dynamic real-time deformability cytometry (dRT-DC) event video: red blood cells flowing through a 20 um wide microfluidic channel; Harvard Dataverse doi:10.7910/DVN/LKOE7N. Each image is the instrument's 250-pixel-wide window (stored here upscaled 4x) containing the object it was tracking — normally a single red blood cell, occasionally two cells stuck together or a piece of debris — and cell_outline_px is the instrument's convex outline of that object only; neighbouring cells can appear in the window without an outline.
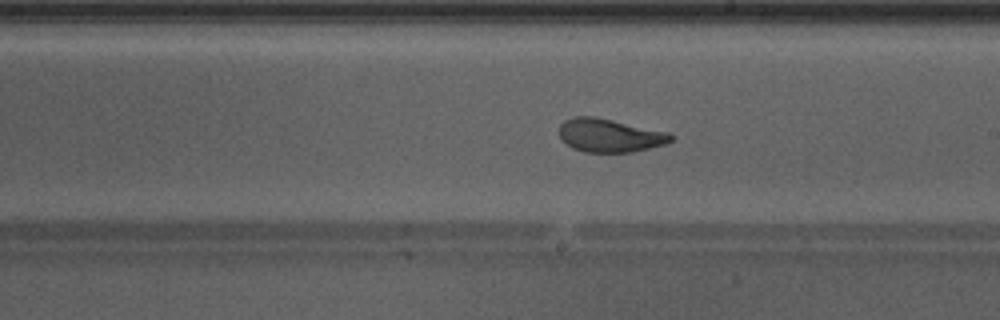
{"species": "Egyptian fruit bat (a non-hibernating species)", "species_latin": "Rousettus aegyptiacus", "temperature_condition": "warm", "stored_images_in_passage": 48, "camera_frame_rate_fps": 3000, "um_per_image_px": 0.085, "animal": {"sex": "male"}, "frame": {"image": 1, "passage_image": 28, "time_ms": 9.0, "image_size_px": [1000, 320], "cell_outline_px": [[676, 136], [672, 140], [664, 144], [632, 152], [584, 152], [572, 148], [560, 136], [560, 124], [564, 120], [576, 116], [596, 116], [668, 132]], "centroid_in_image_um": [51.84, 11.5], "position_along_channel_um": 237.2, "area_um2": 21.68}, "authors_computed_cell_mechanics": {"area_um2": 23.409, "velocity_mm_per_s": 4.2686, "shape_relaxation_time_tau1_ms": 4.2575, "shape_relaxation_time_tau2_ms": 1.0609, "deformation_change_tau1": 0.1606, "deformation_change_tau2": 0.0743}}